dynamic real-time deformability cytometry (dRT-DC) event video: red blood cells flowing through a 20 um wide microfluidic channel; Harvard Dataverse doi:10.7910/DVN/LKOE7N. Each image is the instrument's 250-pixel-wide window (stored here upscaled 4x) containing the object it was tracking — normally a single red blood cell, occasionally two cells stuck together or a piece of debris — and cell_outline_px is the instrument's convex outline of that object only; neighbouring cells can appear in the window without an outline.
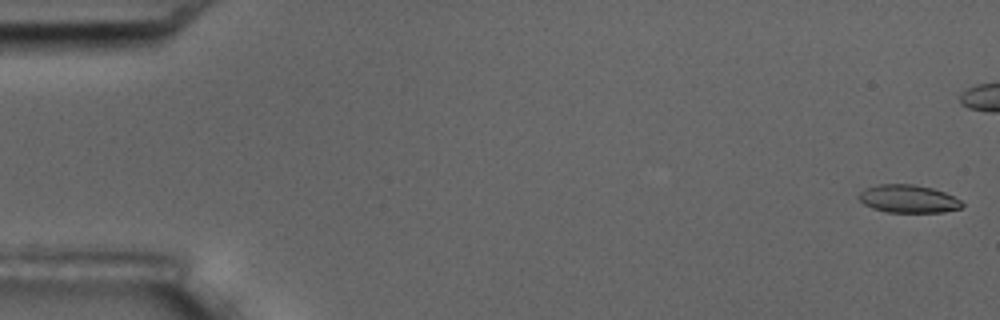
{"species": "common noctule bat (a hibernating species)", "species_latin": "Nyctalus noctula", "temperature_condition": "room temperature", "stored_images_in_passage": 12, "camera_frame_rate_fps": 3000, "um_per_image_px": 0.085, "animal": {"sex": "male", "body_mass_g": 17.5, "forearm_length_mm": 52.3}, "frame": {"image": 1, "passage_image": 1, "time_ms": 0.0, "image_size_px": [1000, 320], "cell_outline_px": [[964, 204], [960, 208], [944, 212], [884, 212], [872, 208], [864, 204], [860, 200], [860, 192], [864, 188], [880, 184], [912, 184], [932, 188], [944, 192], [960, 200]], "centroid_in_image_um": [77.19, 16.9], "position_along_channel_um": 7.8, "area_um2": 16.7}}